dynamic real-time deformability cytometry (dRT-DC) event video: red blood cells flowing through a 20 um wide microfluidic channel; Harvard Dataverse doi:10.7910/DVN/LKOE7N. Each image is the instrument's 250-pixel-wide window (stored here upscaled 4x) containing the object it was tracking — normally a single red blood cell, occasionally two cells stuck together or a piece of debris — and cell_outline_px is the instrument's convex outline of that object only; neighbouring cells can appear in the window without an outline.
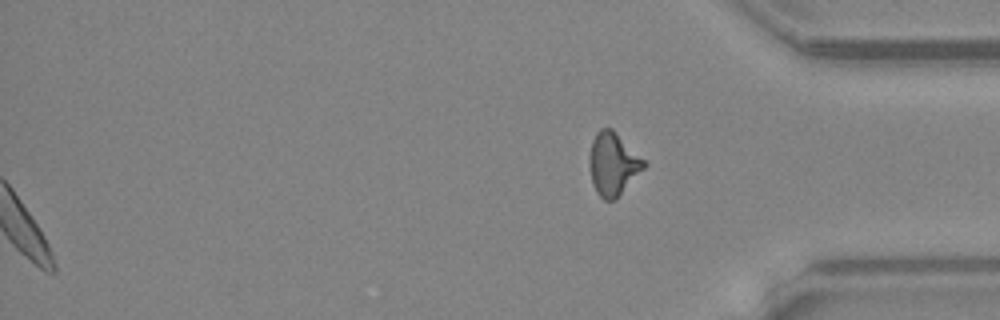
{"species": "common noctule bat (a hibernating species)", "species_latin": "Nyctalus noctula", "temperature_condition": "warm", "stored_images_in_passage": 49, "segment_of_instrument_passage": [2, 2], "camera_frame_rate_fps": 3000, "um_per_image_px": 0.085, "animal": {"sex": "female", "body_mass_g": 24.6, "forearm_length_mm": 56.2}, "frame": {"image": 1, "passage_image": 49, "time_ms": 16.0, "image_size_px": [1000, 320], "cell_outline_px": [[648, 164], [616, 200], [604, 200], [596, 192], [592, 184], [588, 164], [588, 160], [592, 140], [596, 132], [600, 128], [612, 128]], "centroid_in_image_um": [52.08, 13.95], "position_along_channel_um": 383.1, "area_um2": 20.11}}